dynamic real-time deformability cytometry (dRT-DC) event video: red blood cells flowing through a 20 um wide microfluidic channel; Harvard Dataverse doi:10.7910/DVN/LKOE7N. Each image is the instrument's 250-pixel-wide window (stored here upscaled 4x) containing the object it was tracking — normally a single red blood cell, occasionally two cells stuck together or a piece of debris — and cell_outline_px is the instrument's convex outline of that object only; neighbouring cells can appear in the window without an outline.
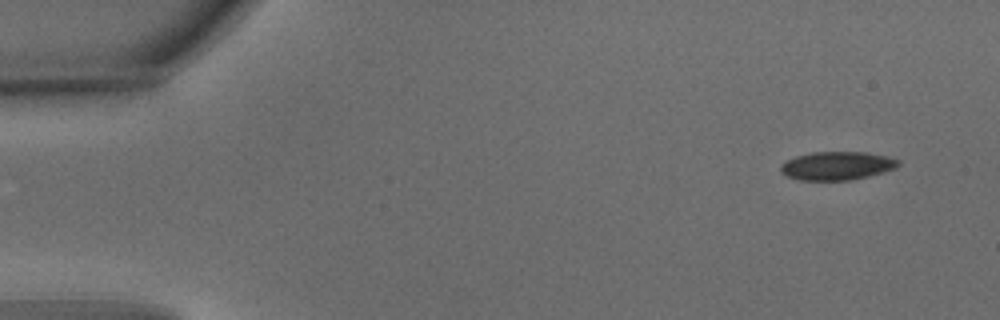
{"species": "common noctule bat (a hibernating species)", "species_latin": "Nyctalus noctula", "temperature_condition": "warm", "stored_images_in_passage": 4, "camera_frame_rate_fps": 3000, "um_per_image_px": 0.085, "animal": {"sex": "male", "body_mass_g": 15.6}, "frame": {"image": 1, "passage_image": 1, "time_ms": 0.0, "image_size_px": [1000, 320], "cell_outline_px": [[900, 164], [896, 168], [884, 172], [868, 176], [848, 180], [800, 180], [788, 176], [780, 172], [780, 164], [796, 156], [812, 152], [864, 152], [884, 156], [900, 160]], "centroid_in_image_um": [71.14, 14.09], "position_along_channel_um": 13.9, "area_um2": 19.36}}
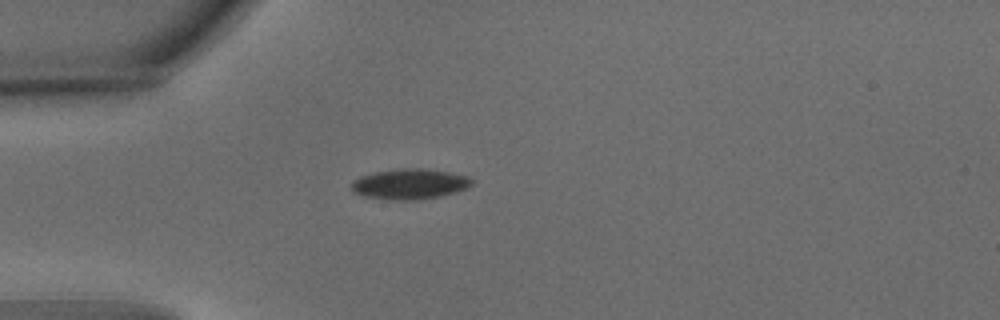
{"frame": {"image": 2, "passage_image": 4, "time_ms": 1.0, "image_size_px": [1000, 320], "cell_outline_px": [[472, 184], [468, 188], [456, 192], [440, 196], [412, 200], [388, 200], [364, 196], [352, 192], [352, 180], [360, 176], [376, 172], [400, 168], [428, 168], [468, 176], [472, 180]], "centroid_in_image_um": [34.82, 15.64], "position_along_channel_um": 50.2, "area_um2": 21.44}}